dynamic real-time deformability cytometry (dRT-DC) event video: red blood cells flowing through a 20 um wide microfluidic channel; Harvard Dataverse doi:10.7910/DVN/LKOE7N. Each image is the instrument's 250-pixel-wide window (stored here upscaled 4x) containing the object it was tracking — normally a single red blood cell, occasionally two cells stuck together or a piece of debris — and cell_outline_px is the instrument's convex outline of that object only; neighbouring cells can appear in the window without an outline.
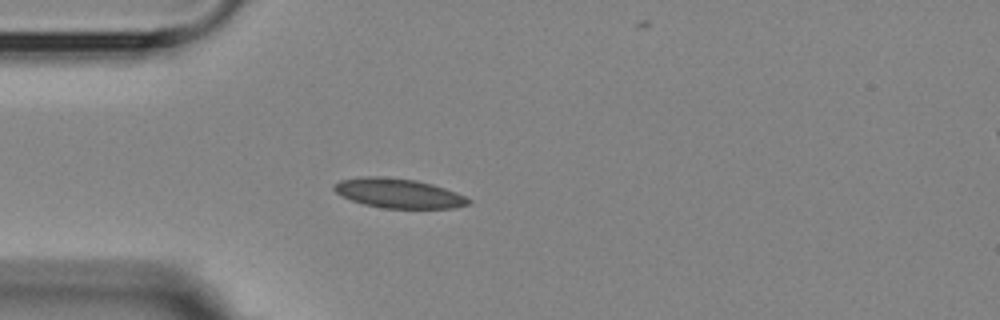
{"species": "Egyptian fruit bat (a non-hibernating species)", "species_latin": "Rousettus aegyptiacus", "temperature_condition": "room temperature", "stored_images_in_passage": 2, "camera_frame_rate_fps": 3000, "um_per_image_px": 0.085, "animal": {"sex": "female"}, "frame": {"image": 1, "passage_image": 1, "time_ms": 0.0, "image_size_px": [1000, 320], "cell_outline_px": [[472, 200], [468, 204], [456, 208], [384, 208], [364, 204], [340, 196], [332, 188], [332, 184], [340, 180], [364, 176], [380, 176], [416, 180], [432, 184], [456, 192]], "centroid_in_image_um": [33.84, 16.42], "position_along_channel_um": 51.2, "area_um2": 23.12}}